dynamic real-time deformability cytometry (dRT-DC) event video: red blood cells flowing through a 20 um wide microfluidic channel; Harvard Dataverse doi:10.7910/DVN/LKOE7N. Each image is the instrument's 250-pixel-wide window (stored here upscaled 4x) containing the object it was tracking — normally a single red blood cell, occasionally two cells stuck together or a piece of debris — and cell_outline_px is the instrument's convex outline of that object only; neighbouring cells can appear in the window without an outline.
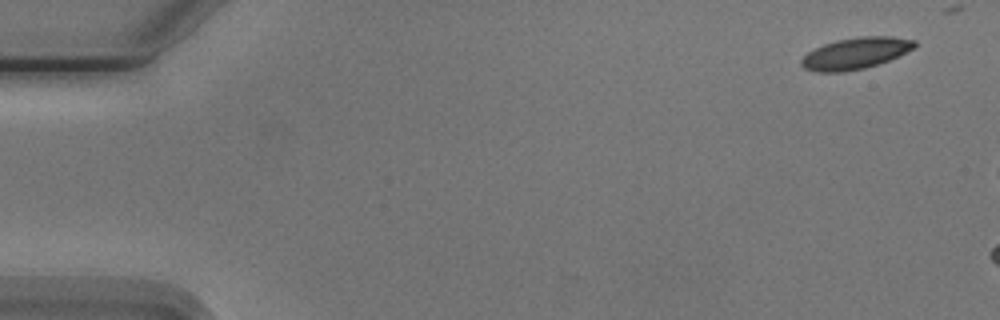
{"species": "Egyptian fruit bat (a non-hibernating species)", "species_latin": "Rousettus aegyptiacus", "temperature_condition": "cold", "stored_images_in_passage": 3, "camera_frame_rate_fps": 3000, "um_per_image_px": 0.085, "animal": {"sex": "male"}, "frame": {"image": 1, "passage_image": 1, "time_ms": 0.0, "image_size_px": [1000, 320], "cell_outline_px": [[916, 48], [880, 64], [864, 68], [844, 72], [816, 72], [804, 68], [800, 64], [800, 60], [808, 52], [824, 44], [836, 40], [864, 36], [892, 36], [916, 40]], "centroid_in_image_um": [72.74, 4.53], "position_along_channel_um": 12.3, "area_um2": 20.87}}